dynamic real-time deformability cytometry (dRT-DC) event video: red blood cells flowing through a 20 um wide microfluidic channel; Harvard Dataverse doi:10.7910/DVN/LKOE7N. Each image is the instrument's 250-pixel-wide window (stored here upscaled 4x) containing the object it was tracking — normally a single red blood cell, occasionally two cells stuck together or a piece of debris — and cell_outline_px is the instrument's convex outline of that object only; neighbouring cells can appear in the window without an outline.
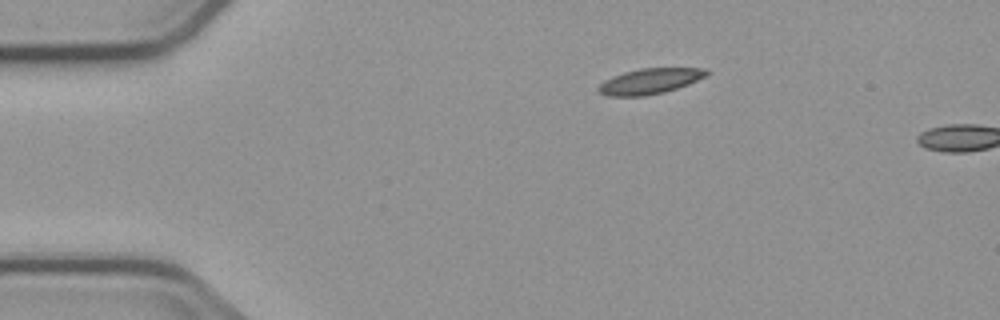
{"species": "common noctule bat (a hibernating species)", "species_latin": "Nyctalus noctula", "temperature_condition": "cold", "stored_images_in_passage": 2, "camera_frame_rate_fps": 3000, "um_per_image_px": 0.085, "animal": {"sex": "male", "body_mass_g": 23.1, "forearm_length_mm": 52.7}, "frame": {"image": 1, "passage_image": 1, "time_ms": 0.0, "image_size_px": [1000, 320], "cell_outline_px": [[708, 76], [688, 84], [664, 92], [644, 96], [608, 96], [600, 92], [596, 88], [604, 80], [612, 76], [624, 72], [640, 68], [708, 68]], "centroid_in_image_um": [55.24, 6.89], "position_along_channel_um": 29.8, "area_um2": 16.13}}